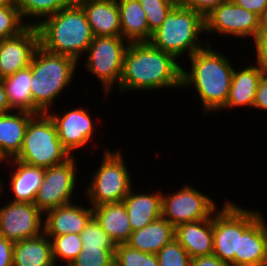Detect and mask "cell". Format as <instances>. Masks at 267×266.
Instances as JSON below:
<instances>
[{
	"label": "cell",
	"instance_id": "2",
	"mask_svg": "<svg viewBox=\"0 0 267 266\" xmlns=\"http://www.w3.org/2000/svg\"><path fill=\"white\" fill-rule=\"evenodd\" d=\"M203 45L206 47L189 57L192 66L190 73L182 67L181 86H194L202 101L204 112L208 113L222 110L225 106L234 68L226 56L212 51L210 43L207 45L206 42Z\"/></svg>",
	"mask_w": 267,
	"mask_h": 266
},
{
	"label": "cell",
	"instance_id": "40",
	"mask_svg": "<svg viewBox=\"0 0 267 266\" xmlns=\"http://www.w3.org/2000/svg\"><path fill=\"white\" fill-rule=\"evenodd\" d=\"M236 5L261 17L267 8V0H232Z\"/></svg>",
	"mask_w": 267,
	"mask_h": 266
},
{
	"label": "cell",
	"instance_id": "12",
	"mask_svg": "<svg viewBox=\"0 0 267 266\" xmlns=\"http://www.w3.org/2000/svg\"><path fill=\"white\" fill-rule=\"evenodd\" d=\"M205 32L215 31L223 35L253 37L260 34V17L232 0L215 7L204 17Z\"/></svg>",
	"mask_w": 267,
	"mask_h": 266
},
{
	"label": "cell",
	"instance_id": "9",
	"mask_svg": "<svg viewBox=\"0 0 267 266\" xmlns=\"http://www.w3.org/2000/svg\"><path fill=\"white\" fill-rule=\"evenodd\" d=\"M127 47L121 36H95L86 51V68L99 78L107 94L114 83L119 85Z\"/></svg>",
	"mask_w": 267,
	"mask_h": 266
},
{
	"label": "cell",
	"instance_id": "37",
	"mask_svg": "<svg viewBox=\"0 0 267 266\" xmlns=\"http://www.w3.org/2000/svg\"><path fill=\"white\" fill-rule=\"evenodd\" d=\"M184 6L200 13L203 17L208 15L215 7L229 0H179Z\"/></svg>",
	"mask_w": 267,
	"mask_h": 266
},
{
	"label": "cell",
	"instance_id": "20",
	"mask_svg": "<svg viewBox=\"0 0 267 266\" xmlns=\"http://www.w3.org/2000/svg\"><path fill=\"white\" fill-rule=\"evenodd\" d=\"M35 114L18 111L0 113V161L15 158L23 145L24 134L29 120Z\"/></svg>",
	"mask_w": 267,
	"mask_h": 266
},
{
	"label": "cell",
	"instance_id": "35",
	"mask_svg": "<svg viewBox=\"0 0 267 266\" xmlns=\"http://www.w3.org/2000/svg\"><path fill=\"white\" fill-rule=\"evenodd\" d=\"M156 256L159 266H190L191 257L175 238L166 244Z\"/></svg>",
	"mask_w": 267,
	"mask_h": 266
},
{
	"label": "cell",
	"instance_id": "18",
	"mask_svg": "<svg viewBox=\"0 0 267 266\" xmlns=\"http://www.w3.org/2000/svg\"><path fill=\"white\" fill-rule=\"evenodd\" d=\"M175 239L191 258L213 254V215L208 219L175 227Z\"/></svg>",
	"mask_w": 267,
	"mask_h": 266
},
{
	"label": "cell",
	"instance_id": "27",
	"mask_svg": "<svg viewBox=\"0 0 267 266\" xmlns=\"http://www.w3.org/2000/svg\"><path fill=\"white\" fill-rule=\"evenodd\" d=\"M43 235L14 243L12 266H57L52 256L51 240Z\"/></svg>",
	"mask_w": 267,
	"mask_h": 266
},
{
	"label": "cell",
	"instance_id": "26",
	"mask_svg": "<svg viewBox=\"0 0 267 266\" xmlns=\"http://www.w3.org/2000/svg\"><path fill=\"white\" fill-rule=\"evenodd\" d=\"M262 75L263 73L257 65L241 68L239 72L234 69L229 96L223 108H234L236 106L253 107Z\"/></svg>",
	"mask_w": 267,
	"mask_h": 266
},
{
	"label": "cell",
	"instance_id": "45",
	"mask_svg": "<svg viewBox=\"0 0 267 266\" xmlns=\"http://www.w3.org/2000/svg\"><path fill=\"white\" fill-rule=\"evenodd\" d=\"M0 6H15V0H0Z\"/></svg>",
	"mask_w": 267,
	"mask_h": 266
},
{
	"label": "cell",
	"instance_id": "23",
	"mask_svg": "<svg viewBox=\"0 0 267 266\" xmlns=\"http://www.w3.org/2000/svg\"><path fill=\"white\" fill-rule=\"evenodd\" d=\"M175 238V227L160 217L147 226L133 231L126 244L142 252L157 254Z\"/></svg>",
	"mask_w": 267,
	"mask_h": 266
},
{
	"label": "cell",
	"instance_id": "43",
	"mask_svg": "<svg viewBox=\"0 0 267 266\" xmlns=\"http://www.w3.org/2000/svg\"><path fill=\"white\" fill-rule=\"evenodd\" d=\"M10 111H12V109L10 108V104L7 99L5 87L0 79V113H6Z\"/></svg>",
	"mask_w": 267,
	"mask_h": 266
},
{
	"label": "cell",
	"instance_id": "13",
	"mask_svg": "<svg viewBox=\"0 0 267 266\" xmlns=\"http://www.w3.org/2000/svg\"><path fill=\"white\" fill-rule=\"evenodd\" d=\"M41 215L44 214L34 203H7L0 209V236L16 243L44 234Z\"/></svg>",
	"mask_w": 267,
	"mask_h": 266
},
{
	"label": "cell",
	"instance_id": "28",
	"mask_svg": "<svg viewBox=\"0 0 267 266\" xmlns=\"http://www.w3.org/2000/svg\"><path fill=\"white\" fill-rule=\"evenodd\" d=\"M5 87L10 108L16 111H25L33 114L43 113L32 101L31 96V69L26 67L16 73L1 79Z\"/></svg>",
	"mask_w": 267,
	"mask_h": 266
},
{
	"label": "cell",
	"instance_id": "33",
	"mask_svg": "<svg viewBox=\"0 0 267 266\" xmlns=\"http://www.w3.org/2000/svg\"><path fill=\"white\" fill-rule=\"evenodd\" d=\"M22 20L21 13L16 6H0V40L16 36L24 31L28 25L22 23Z\"/></svg>",
	"mask_w": 267,
	"mask_h": 266
},
{
	"label": "cell",
	"instance_id": "10",
	"mask_svg": "<svg viewBox=\"0 0 267 266\" xmlns=\"http://www.w3.org/2000/svg\"><path fill=\"white\" fill-rule=\"evenodd\" d=\"M74 156L65 162L45 168V176L36 194L34 204L44 214L47 211L71 203L76 186Z\"/></svg>",
	"mask_w": 267,
	"mask_h": 266
},
{
	"label": "cell",
	"instance_id": "36",
	"mask_svg": "<svg viewBox=\"0 0 267 266\" xmlns=\"http://www.w3.org/2000/svg\"><path fill=\"white\" fill-rule=\"evenodd\" d=\"M115 249H83L69 266H112Z\"/></svg>",
	"mask_w": 267,
	"mask_h": 266
},
{
	"label": "cell",
	"instance_id": "3",
	"mask_svg": "<svg viewBox=\"0 0 267 266\" xmlns=\"http://www.w3.org/2000/svg\"><path fill=\"white\" fill-rule=\"evenodd\" d=\"M40 20L26 24L37 27L39 45L52 53L71 56L78 61L93 40L86 13L76 0L52 16Z\"/></svg>",
	"mask_w": 267,
	"mask_h": 266
},
{
	"label": "cell",
	"instance_id": "14",
	"mask_svg": "<svg viewBox=\"0 0 267 266\" xmlns=\"http://www.w3.org/2000/svg\"><path fill=\"white\" fill-rule=\"evenodd\" d=\"M38 46L36 26H28L16 36L0 40V79L28 67Z\"/></svg>",
	"mask_w": 267,
	"mask_h": 266
},
{
	"label": "cell",
	"instance_id": "39",
	"mask_svg": "<svg viewBox=\"0 0 267 266\" xmlns=\"http://www.w3.org/2000/svg\"><path fill=\"white\" fill-rule=\"evenodd\" d=\"M13 245V242L0 236V266L13 265Z\"/></svg>",
	"mask_w": 267,
	"mask_h": 266
},
{
	"label": "cell",
	"instance_id": "11",
	"mask_svg": "<svg viewBox=\"0 0 267 266\" xmlns=\"http://www.w3.org/2000/svg\"><path fill=\"white\" fill-rule=\"evenodd\" d=\"M215 207L212 199L187 185L172 195L162 194V217L174 227L208 219L217 211Z\"/></svg>",
	"mask_w": 267,
	"mask_h": 266
},
{
	"label": "cell",
	"instance_id": "24",
	"mask_svg": "<svg viewBox=\"0 0 267 266\" xmlns=\"http://www.w3.org/2000/svg\"><path fill=\"white\" fill-rule=\"evenodd\" d=\"M121 37L128 42H149L152 32L149 30L147 17L138 0H117Z\"/></svg>",
	"mask_w": 267,
	"mask_h": 266
},
{
	"label": "cell",
	"instance_id": "25",
	"mask_svg": "<svg viewBox=\"0 0 267 266\" xmlns=\"http://www.w3.org/2000/svg\"><path fill=\"white\" fill-rule=\"evenodd\" d=\"M17 165L10 179V188L14 194L12 202L34 203L36 194L45 176V168L10 159Z\"/></svg>",
	"mask_w": 267,
	"mask_h": 266
},
{
	"label": "cell",
	"instance_id": "34",
	"mask_svg": "<svg viewBox=\"0 0 267 266\" xmlns=\"http://www.w3.org/2000/svg\"><path fill=\"white\" fill-rule=\"evenodd\" d=\"M145 11L149 30L153 33L179 0H138Z\"/></svg>",
	"mask_w": 267,
	"mask_h": 266
},
{
	"label": "cell",
	"instance_id": "1",
	"mask_svg": "<svg viewBox=\"0 0 267 266\" xmlns=\"http://www.w3.org/2000/svg\"><path fill=\"white\" fill-rule=\"evenodd\" d=\"M124 54L119 87L123 91L182 87V66L150 42H131Z\"/></svg>",
	"mask_w": 267,
	"mask_h": 266
},
{
	"label": "cell",
	"instance_id": "7",
	"mask_svg": "<svg viewBox=\"0 0 267 266\" xmlns=\"http://www.w3.org/2000/svg\"><path fill=\"white\" fill-rule=\"evenodd\" d=\"M216 213V214H215ZM226 202L213 214V254L222 262L238 266L239 235L261 215Z\"/></svg>",
	"mask_w": 267,
	"mask_h": 266
},
{
	"label": "cell",
	"instance_id": "41",
	"mask_svg": "<svg viewBox=\"0 0 267 266\" xmlns=\"http://www.w3.org/2000/svg\"><path fill=\"white\" fill-rule=\"evenodd\" d=\"M253 107L267 110V75H262L256 92Z\"/></svg>",
	"mask_w": 267,
	"mask_h": 266
},
{
	"label": "cell",
	"instance_id": "5",
	"mask_svg": "<svg viewBox=\"0 0 267 266\" xmlns=\"http://www.w3.org/2000/svg\"><path fill=\"white\" fill-rule=\"evenodd\" d=\"M201 32H205L204 17L178 1L169 10L161 26L153 32L149 42L176 59L185 51L190 57L204 48L198 40Z\"/></svg>",
	"mask_w": 267,
	"mask_h": 266
},
{
	"label": "cell",
	"instance_id": "42",
	"mask_svg": "<svg viewBox=\"0 0 267 266\" xmlns=\"http://www.w3.org/2000/svg\"><path fill=\"white\" fill-rule=\"evenodd\" d=\"M190 266H231L222 262L216 255H207L191 258Z\"/></svg>",
	"mask_w": 267,
	"mask_h": 266
},
{
	"label": "cell",
	"instance_id": "44",
	"mask_svg": "<svg viewBox=\"0 0 267 266\" xmlns=\"http://www.w3.org/2000/svg\"><path fill=\"white\" fill-rule=\"evenodd\" d=\"M260 33H267V8L260 17Z\"/></svg>",
	"mask_w": 267,
	"mask_h": 266
},
{
	"label": "cell",
	"instance_id": "15",
	"mask_svg": "<svg viewBox=\"0 0 267 266\" xmlns=\"http://www.w3.org/2000/svg\"><path fill=\"white\" fill-rule=\"evenodd\" d=\"M46 113L52 119L58 138L70 155H73V150L85 146L90 141L94 133V124L86 110L72 109L65 112L62 117L55 113Z\"/></svg>",
	"mask_w": 267,
	"mask_h": 266
},
{
	"label": "cell",
	"instance_id": "4",
	"mask_svg": "<svg viewBox=\"0 0 267 266\" xmlns=\"http://www.w3.org/2000/svg\"><path fill=\"white\" fill-rule=\"evenodd\" d=\"M77 61L71 56L52 53L40 45L31 63V96L33 103L43 112L50 106L73 78Z\"/></svg>",
	"mask_w": 267,
	"mask_h": 266
},
{
	"label": "cell",
	"instance_id": "6",
	"mask_svg": "<svg viewBox=\"0 0 267 266\" xmlns=\"http://www.w3.org/2000/svg\"><path fill=\"white\" fill-rule=\"evenodd\" d=\"M71 156L58 138L50 116L40 113L29 120L22 148L14 159L33 166L49 168L65 162Z\"/></svg>",
	"mask_w": 267,
	"mask_h": 266
},
{
	"label": "cell",
	"instance_id": "46",
	"mask_svg": "<svg viewBox=\"0 0 267 266\" xmlns=\"http://www.w3.org/2000/svg\"><path fill=\"white\" fill-rule=\"evenodd\" d=\"M1 185H2V183H1V181H0V191L3 189Z\"/></svg>",
	"mask_w": 267,
	"mask_h": 266
},
{
	"label": "cell",
	"instance_id": "32",
	"mask_svg": "<svg viewBox=\"0 0 267 266\" xmlns=\"http://www.w3.org/2000/svg\"><path fill=\"white\" fill-rule=\"evenodd\" d=\"M83 249H116L115 243L103 230V228L92 218L80 234Z\"/></svg>",
	"mask_w": 267,
	"mask_h": 266
},
{
	"label": "cell",
	"instance_id": "8",
	"mask_svg": "<svg viewBox=\"0 0 267 266\" xmlns=\"http://www.w3.org/2000/svg\"><path fill=\"white\" fill-rule=\"evenodd\" d=\"M102 161L90 186L87 187L86 196L90 199L92 207L122 202L132 189L131 176L120 150L115 153L105 150Z\"/></svg>",
	"mask_w": 267,
	"mask_h": 266
},
{
	"label": "cell",
	"instance_id": "30",
	"mask_svg": "<svg viewBox=\"0 0 267 266\" xmlns=\"http://www.w3.org/2000/svg\"><path fill=\"white\" fill-rule=\"evenodd\" d=\"M48 237L52 239V256L55 265L57 259L60 257V259L67 261V265L64 266H69L82 251V240L78 234L70 233L61 236Z\"/></svg>",
	"mask_w": 267,
	"mask_h": 266
},
{
	"label": "cell",
	"instance_id": "17",
	"mask_svg": "<svg viewBox=\"0 0 267 266\" xmlns=\"http://www.w3.org/2000/svg\"><path fill=\"white\" fill-rule=\"evenodd\" d=\"M86 13L93 36H121L117 0H76Z\"/></svg>",
	"mask_w": 267,
	"mask_h": 266
},
{
	"label": "cell",
	"instance_id": "31",
	"mask_svg": "<svg viewBox=\"0 0 267 266\" xmlns=\"http://www.w3.org/2000/svg\"><path fill=\"white\" fill-rule=\"evenodd\" d=\"M114 264L117 266H159L156 254L139 251L126 243L116 245Z\"/></svg>",
	"mask_w": 267,
	"mask_h": 266
},
{
	"label": "cell",
	"instance_id": "29",
	"mask_svg": "<svg viewBox=\"0 0 267 266\" xmlns=\"http://www.w3.org/2000/svg\"><path fill=\"white\" fill-rule=\"evenodd\" d=\"M75 0H15V6L25 17H42L43 19L52 16L61 9L71 5ZM25 16V17H24Z\"/></svg>",
	"mask_w": 267,
	"mask_h": 266
},
{
	"label": "cell",
	"instance_id": "16",
	"mask_svg": "<svg viewBox=\"0 0 267 266\" xmlns=\"http://www.w3.org/2000/svg\"><path fill=\"white\" fill-rule=\"evenodd\" d=\"M44 234L61 236L70 233L80 235L93 218V208H83L74 203L59 206L46 212Z\"/></svg>",
	"mask_w": 267,
	"mask_h": 266
},
{
	"label": "cell",
	"instance_id": "19",
	"mask_svg": "<svg viewBox=\"0 0 267 266\" xmlns=\"http://www.w3.org/2000/svg\"><path fill=\"white\" fill-rule=\"evenodd\" d=\"M267 265V226L260 215L239 235L238 266Z\"/></svg>",
	"mask_w": 267,
	"mask_h": 266
},
{
	"label": "cell",
	"instance_id": "22",
	"mask_svg": "<svg viewBox=\"0 0 267 266\" xmlns=\"http://www.w3.org/2000/svg\"><path fill=\"white\" fill-rule=\"evenodd\" d=\"M132 191L123 199V203L131 229L136 231L162 217V193L137 194Z\"/></svg>",
	"mask_w": 267,
	"mask_h": 266
},
{
	"label": "cell",
	"instance_id": "21",
	"mask_svg": "<svg viewBox=\"0 0 267 266\" xmlns=\"http://www.w3.org/2000/svg\"><path fill=\"white\" fill-rule=\"evenodd\" d=\"M92 208L93 218L103 228L115 245L128 242L133 231L123 201L107 203Z\"/></svg>",
	"mask_w": 267,
	"mask_h": 266
},
{
	"label": "cell",
	"instance_id": "38",
	"mask_svg": "<svg viewBox=\"0 0 267 266\" xmlns=\"http://www.w3.org/2000/svg\"><path fill=\"white\" fill-rule=\"evenodd\" d=\"M257 66L267 75V33H260L255 39Z\"/></svg>",
	"mask_w": 267,
	"mask_h": 266
}]
</instances>
